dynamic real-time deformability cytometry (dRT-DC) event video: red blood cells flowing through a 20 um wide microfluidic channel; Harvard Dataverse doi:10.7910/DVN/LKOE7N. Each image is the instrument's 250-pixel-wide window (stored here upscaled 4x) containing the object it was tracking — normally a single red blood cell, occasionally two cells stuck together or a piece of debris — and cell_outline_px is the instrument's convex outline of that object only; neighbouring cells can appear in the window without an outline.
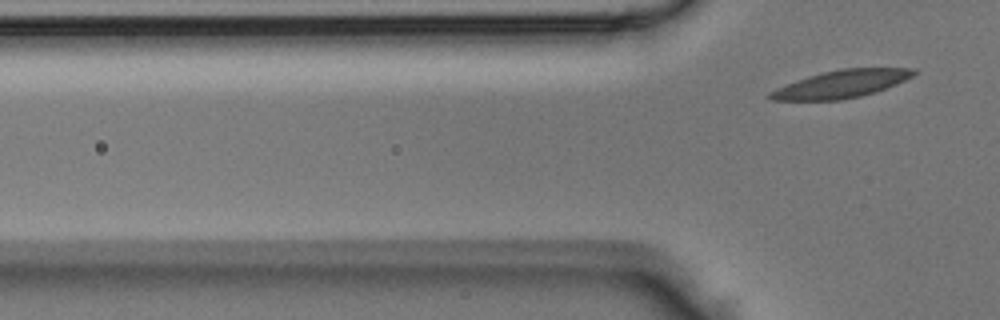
{"species": "Egyptian fruit bat (a non-hibernating species)", "species_latin": "Rousettus aegyptiacus", "temperature_condition": "room temperature", "stored_images_in_passage": 3, "camera_frame_rate_fps": 3000, "um_per_image_px": 0.085, "animal": {"sex": "male"}, "frame": {"image": 1, "passage_image": 3, "time_ms": 0.667, "image_size_px": [1000, 320], "cell_outline_px": [[916, 72], [912, 76], [896, 84], [860, 96], [840, 100], [772, 100], [764, 96], [768, 92], [776, 88], [808, 76], [840, 68], [912, 68]], "centroid_in_image_um": [71.44, 7.14], "position_along_channel_um": 54.4, "area_um2": 22.83}}